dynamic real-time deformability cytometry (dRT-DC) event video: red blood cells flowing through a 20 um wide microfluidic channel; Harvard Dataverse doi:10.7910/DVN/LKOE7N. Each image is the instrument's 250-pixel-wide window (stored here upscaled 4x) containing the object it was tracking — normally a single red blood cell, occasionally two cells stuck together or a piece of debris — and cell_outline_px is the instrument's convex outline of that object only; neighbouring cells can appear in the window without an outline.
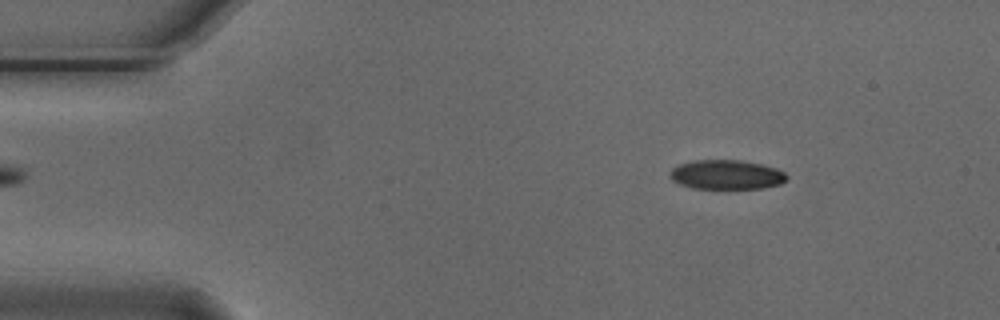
{"species": "Egyptian fruit bat (a non-hibernating species)", "species_latin": "Rousettus aegyptiacus", "temperature_condition": "cold", "stored_images_in_passage": 50, "camera_frame_rate_fps": 3000, "um_per_image_px": 0.085, "animal": {"sex": "male"}, "frame": {"image": 1, "passage_image": 3, "time_ms": 0.667, "image_size_px": [1000, 320], "cell_outline_px": [[788, 176], [780, 184], [764, 188], [692, 188], [680, 184], [672, 180], [668, 176], [672, 168], [680, 164], [692, 160], [740, 160], [760, 164], [776, 168], [784, 172]], "centroid_in_image_um": [61.72, 14.84], "position_along_channel_um": 23.3, "area_um2": 19.94}}
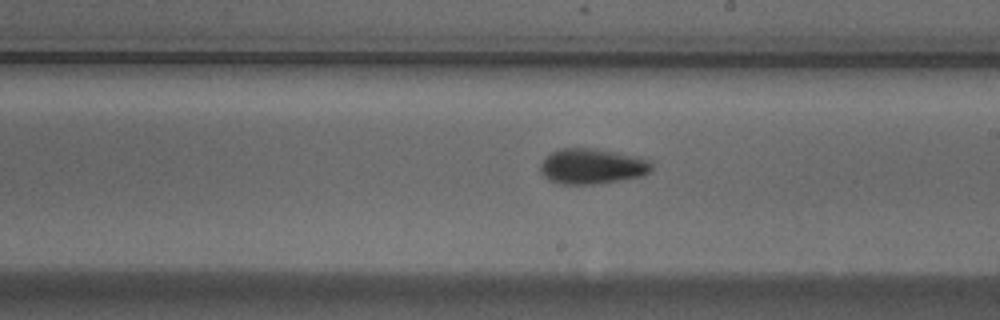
{"frame": {"image": 2, "passage_image": 26, "time_ms": 8.333, "image_size_px": [1000, 320], "cell_outline_px": [[652, 168], [644, 176], [620, 180], [592, 184], [564, 184], [548, 180], [540, 172], [540, 164], [544, 156], [560, 148], [596, 148], [616, 152], [652, 160]], "centroid_in_image_um": [50.31, 14.12], "position_along_channel_um": 238.7, "area_um2": 23.12}}
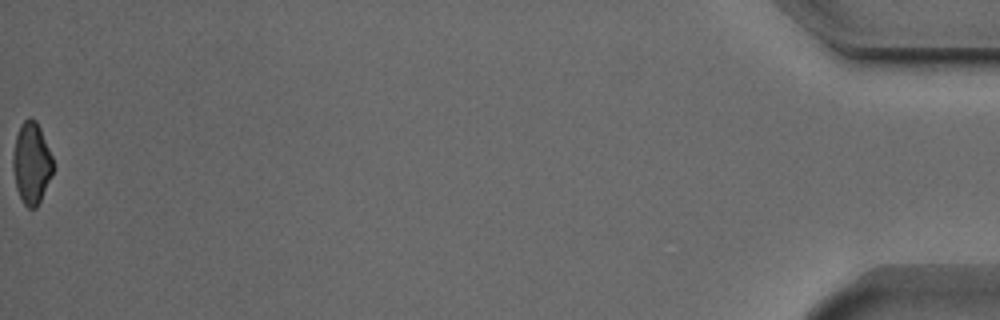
{"frame": {"image": 3, "passage_image": 50, "time_ms": 16.333, "image_size_px": [1000, 320], "cell_outline_px": [[56, 168], [36, 208], [28, 208], [24, 204], [16, 188], [12, 168], [12, 156], [16, 136], [20, 124], [28, 116], [36, 120], [40, 128], [52, 156]], "centroid_in_image_um": [2.69, 13.85], "position_along_channel_um": 432.5, "area_um2": 19.31}, "authors_computed_cell_mechanics": {"area_um2": 20.9814, "velocity_mm_per_s": 3.7478, "shape_relaxation_time_tau1_ms": 5.0652, "shape_relaxation_time_tau2_ms": 3.4293, "deformation_change_tau1": 0.1289, "deformation_change_tau2": 0.0827}}